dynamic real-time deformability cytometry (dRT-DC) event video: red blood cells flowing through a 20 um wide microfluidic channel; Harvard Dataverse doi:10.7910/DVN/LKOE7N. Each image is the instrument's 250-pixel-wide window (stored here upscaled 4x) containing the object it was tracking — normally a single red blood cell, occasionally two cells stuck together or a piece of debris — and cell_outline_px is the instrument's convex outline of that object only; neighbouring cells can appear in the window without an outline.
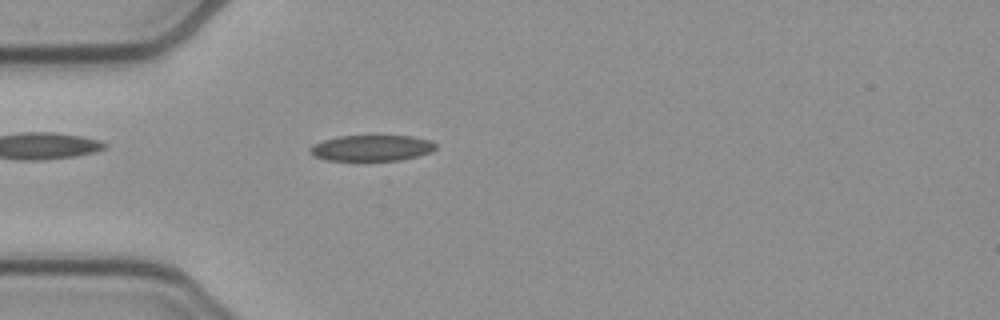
{"species": "common noctule bat (a hibernating species)", "species_latin": "Nyctalus noctula", "temperature_condition": "cold", "stored_images_in_passage": 46, "camera_frame_rate_fps": 3000, "um_per_image_px": 0.085, "animal": {"sex": "female", "body_mass_g": 21.9}, "frame": {"image": 1, "passage_image": 9, "time_ms": 2.667, "image_size_px": [1000, 320], "cell_outline_px": [[436, 148], [432, 152], [400, 160], [328, 160], [312, 156], [308, 152], [308, 148], [312, 144], [324, 140], [340, 136], [412, 136], [432, 140], [436, 144]], "centroid_in_image_um": [31.58, 12.58], "position_along_channel_um": 53.4, "area_um2": 19.07}}
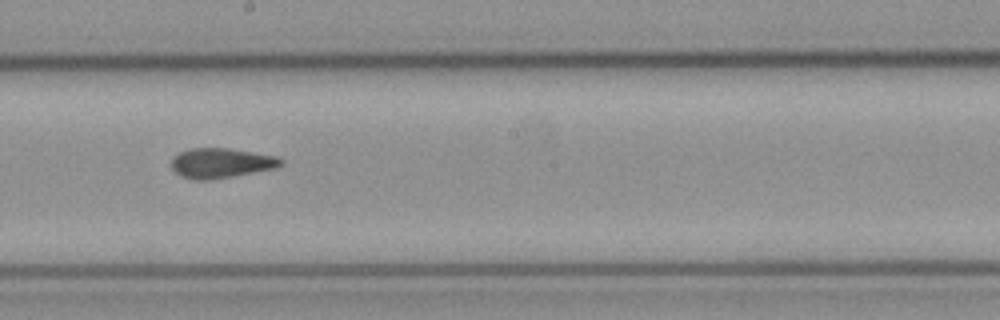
{"frame": {"image": 2, "passage_image": 23, "time_ms": 7.333, "image_size_px": [1000, 320], "cell_outline_px": [[284, 164], [276, 168], [212, 180], [192, 180], [180, 176], [172, 168], [172, 156], [180, 152], [192, 148], [228, 148], [276, 156], [284, 160]], "centroid_in_image_um": [18.79, 13.87], "position_along_channel_um": 229.4, "area_um2": 19.19}}
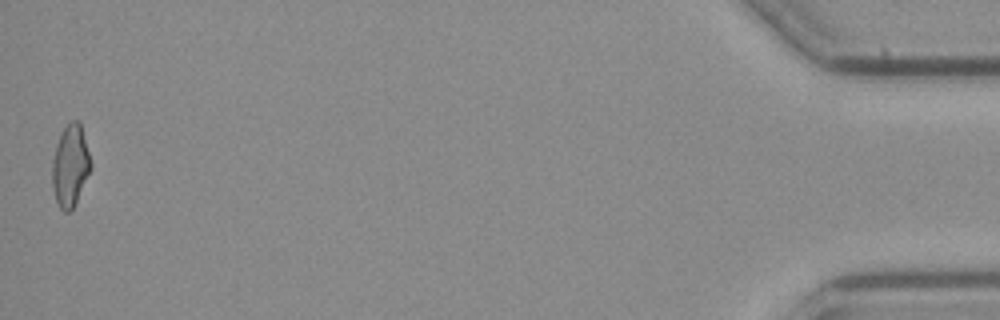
{"frame": {"image": 3, "passage_image": 46, "time_ms": 15.0, "image_size_px": [1000, 320], "cell_outline_px": [[92, 168], [72, 208], [68, 212], [64, 212], [60, 208], [56, 200], [52, 188], [52, 160], [56, 144], [64, 128], [72, 120], [80, 120], [92, 164]], "centroid_in_image_um": [5.97, 14.06], "position_along_channel_um": 429.2, "area_um2": 18.26}, "authors_computed_cell_mechanics": {"area_um2": 19.074, "velocity_mm_per_s": 3.9036, "shape_relaxation_time_tau1_ms": null, "shape_relaxation_time_tau2_ms": 2.9512, "deformation_change_tau1": null, "deformation_change_tau2": 0.0793}}